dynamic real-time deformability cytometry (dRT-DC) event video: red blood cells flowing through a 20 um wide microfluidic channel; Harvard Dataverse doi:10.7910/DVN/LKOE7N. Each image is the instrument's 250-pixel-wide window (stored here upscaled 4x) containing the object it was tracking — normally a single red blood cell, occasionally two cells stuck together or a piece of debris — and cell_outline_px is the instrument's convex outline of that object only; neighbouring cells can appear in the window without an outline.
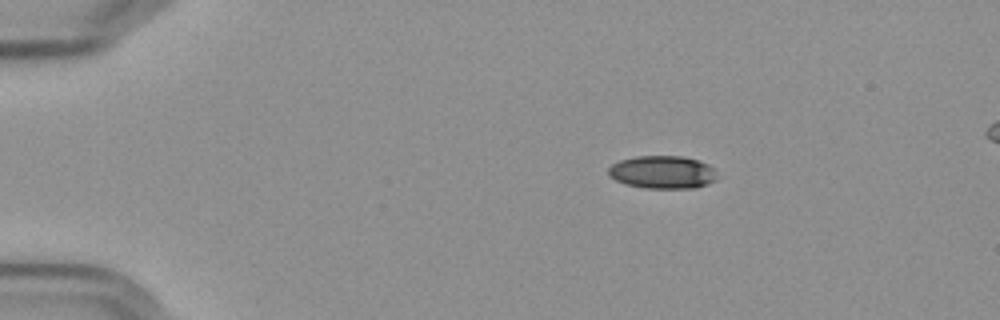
{"species": "Egyptian fruit bat (a non-hibernating species)", "species_latin": "Rousettus aegyptiacus", "temperature_condition": "cold", "stored_images_in_passage": 48, "camera_frame_rate_fps": 3000, "um_per_image_px": 0.085, "frame": {"image": 1, "passage_image": 1, "time_ms": 0.0, "image_size_px": [1000, 320], "cell_outline_px": [[716, 180], [708, 184], [692, 188], [644, 188], [624, 184], [608, 176], [608, 168], [612, 164], [620, 160], [636, 156], [684, 156], [700, 160], [708, 164], [712, 168], [716, 176]], "centroid_in_image_um": [56.29, 14.63], "position_along_channel_um": 28.7, "area_um2": 20.98}}
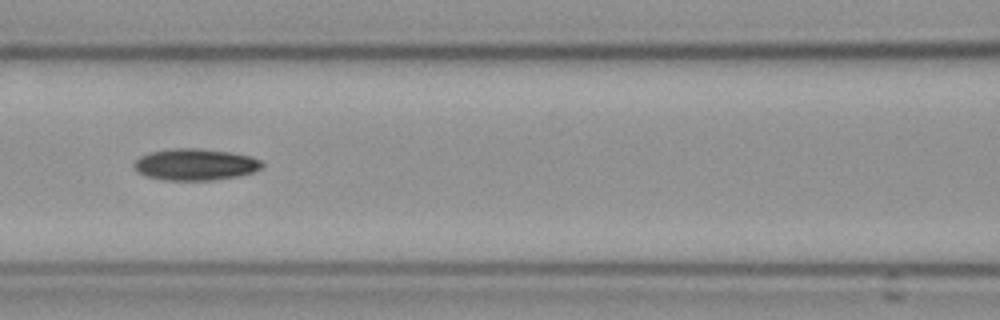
{"frame": {"image": 2, "passage_image": 17, "time_ms": 5.333, "image_size_px": [1000, 320], "cell_outline_px": [[264, 168], [252, 172], [236, 176], [212, 180], [168, 180], [148, 176], [140, 172], [132, 164], [140, 156], [152, 152], [176, 148], [196, 148], [228, 152], [252, 156], [260, 160], [264, 164]], "centroid_in_image_um": [16.65, 13.98], "position_along_channel_um": 150.0, "area_um2": 23.24}}
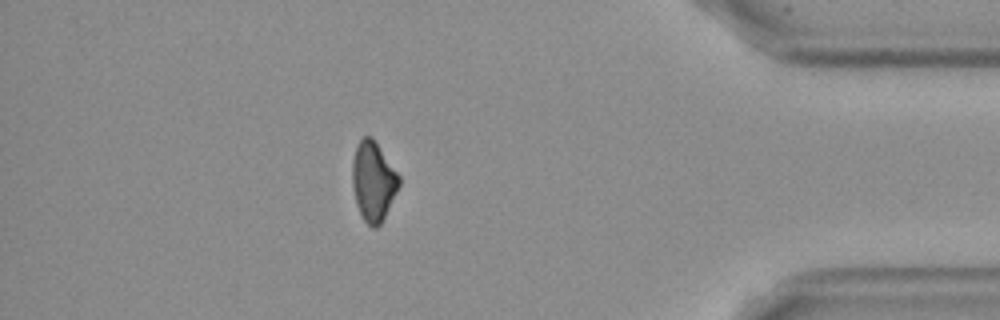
{"frame": {"image": 3, "passage_image": 41, "time_ms": 13.333, "image_size_px": [1000, 320], "cell_outline_px": [[400, 184], [380, 224], [376, 228], [372, 228], [364, 220], [356, 204], [352, 188], [352, 164], [356, 144], [364, 136], [372, 136], [400, 176]], "centroid_in_image_um": [31.71, 15.38], "position_along_channel_um": 403.5, "area_um2": 21.5}}